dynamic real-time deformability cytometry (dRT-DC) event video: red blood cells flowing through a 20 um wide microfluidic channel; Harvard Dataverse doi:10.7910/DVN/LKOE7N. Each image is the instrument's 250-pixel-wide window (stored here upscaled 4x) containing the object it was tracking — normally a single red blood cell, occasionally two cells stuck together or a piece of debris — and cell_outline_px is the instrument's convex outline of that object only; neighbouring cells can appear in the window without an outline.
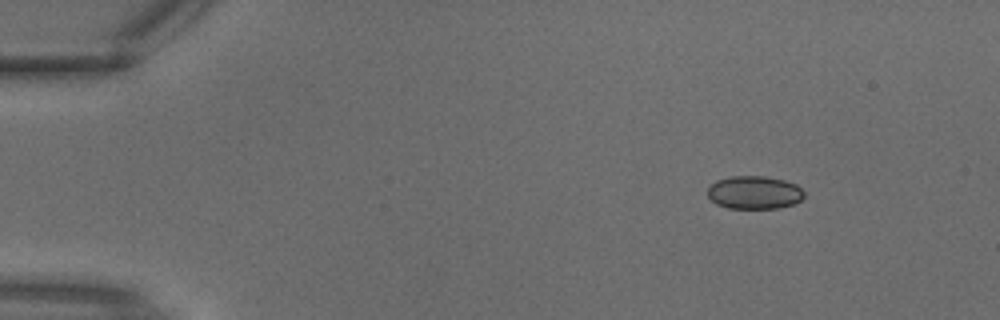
{"species": "common noctule bat (a hibernating species)", "species_latin": "Nyctalus noctula", "temperature_condition": "warm", "stored_images_in_passage": 2, "camera_frame_rate_fps": 3000, "um_per_image_px": 0.085, "animal": {"sex": "male", "body_mass_g": 18.8}, "frame": {"image": 1, "passage_image": 1, "time_ms": 0.0, "image_size_px": [1000, 320], "cell_outline_px": [[804, 196], [800, 200], [792, 204], [776, 208], [728, 208], [716, 204], [708, 196], [708, 184], [716, 180], [732, 176], [764, 176], [784, 180], [796, 184], [804, 192]], "centroid_in_image_um": [64.08, 16.35], "position_along_channel_um": 20.9, "area_um2": 18.61}}